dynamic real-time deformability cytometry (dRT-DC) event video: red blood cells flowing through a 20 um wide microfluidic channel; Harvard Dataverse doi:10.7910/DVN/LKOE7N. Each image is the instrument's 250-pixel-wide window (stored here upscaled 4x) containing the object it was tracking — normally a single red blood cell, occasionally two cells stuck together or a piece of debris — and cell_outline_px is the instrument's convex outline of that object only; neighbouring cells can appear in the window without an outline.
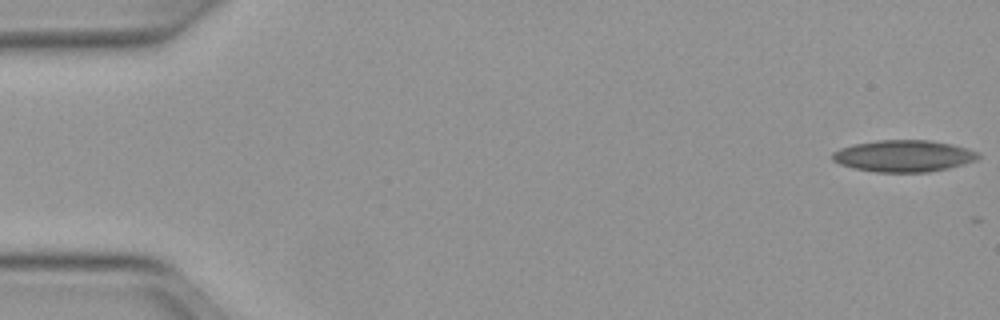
{"species": "Egyptian fruit bat (a non-hibernating species)", "species_latin": "Rousettus aegyptiacus", "temperature_condition": "warm", "stored_images_in_passage": 10, "camera_frame_rate_fps": 3000, "um_per_image_px": 0.085, "animal": {"sex": "female"}, "frame": {"image": 1, "passage_image": 1, "time_ms": 0.0, "image_size_px": [1000, 320], "cell_outline_px": [[980, 156], [976, 160], [964, 164], [948, 168], [928, 172], [876, 172], [852, 168], [840, 164], [832, 160], [832, 152], [840, 148], [852, 144], [876, 140], [928, 140], [952, 144], [968, 148], [980, 152]], "centroid_in_image_um": [76.81, 13.25], "position_along_channel_um": 8.2, "area_um2": 27.17}}